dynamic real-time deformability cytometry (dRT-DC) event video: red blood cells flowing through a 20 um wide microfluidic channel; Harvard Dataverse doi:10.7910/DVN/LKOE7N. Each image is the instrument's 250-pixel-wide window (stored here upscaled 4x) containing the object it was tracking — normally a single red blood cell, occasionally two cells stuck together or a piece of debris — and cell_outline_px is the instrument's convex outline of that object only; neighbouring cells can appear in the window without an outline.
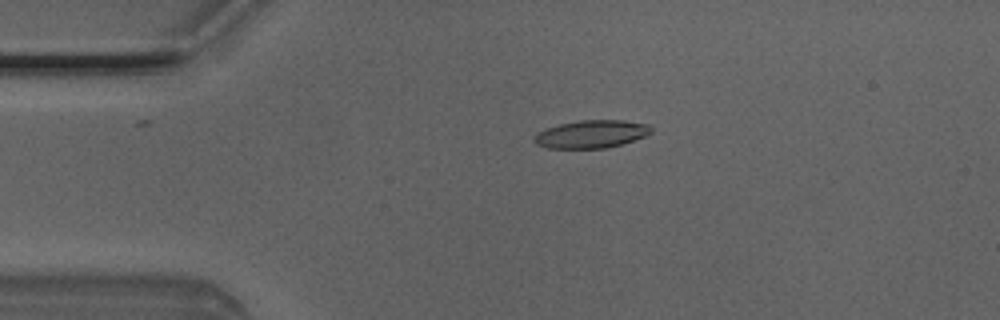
{"species": "Egyptian fruit bat (a non-hibernating species)", "species_latin": "Rousettus aegyptiacus", "temperature_condition": "room temperature", "stored_images_in_passage": 5, "camera_frame_rate_fps": 3000, "um_per_image_px": 0.085, "animal": {"sex": "male"}, "frame": {"image": 1, "passage_image": 4, "time_ms": 1.0, "image_size_px": [1000, 320], "cell_outline_px": [[652, 132], [644, 136], [620, 144], [604, 148], [548, 148], [536, 144], [532, 140], [540, 132], [548, 128], [560, 124], [580, 120], [624, 120], [648, 124], [652, 128]], "centroid_in_image_um": [50.28, 11.39], "position_along_channel_um": 34.7, "area_um2": 18.67}}